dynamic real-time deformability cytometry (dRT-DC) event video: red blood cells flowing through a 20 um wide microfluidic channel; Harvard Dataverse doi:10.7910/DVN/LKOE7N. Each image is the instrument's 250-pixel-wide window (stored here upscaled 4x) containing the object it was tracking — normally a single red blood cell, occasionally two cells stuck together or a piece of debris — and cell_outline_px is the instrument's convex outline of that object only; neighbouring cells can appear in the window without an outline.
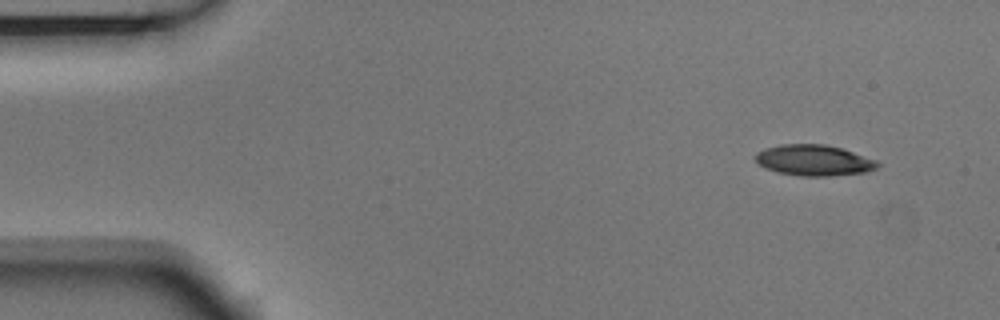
{"species": "Egyptian fruit bat (a non-hibernating species)", "species_latin": "Rousettus aegyptiacus", "temperature_condition": "room temperature", "stored_images_in_passage": 51, "camera_frame_rate_fps": 3000, "um_per_image_px": 0.085, "animal": {"sex": "male"}, "frame": {"image": 1, "passage_image": 1, "time_ms": 0.0, "image_size_px": [1000, 320], "cell_outline_px": [[880, 164], [876, 168], [864, 172], [832, 176], [800, 176], [776, 172], [764, 168], [756, 160], [756, 152], [764, 148], [780, 144], [824, 144], [840, 148], [876, 160]], "centroid_in_image_um": [69.14, 13.63], "position_along_channel_um": 15.9, "area_um2": 21.91}}
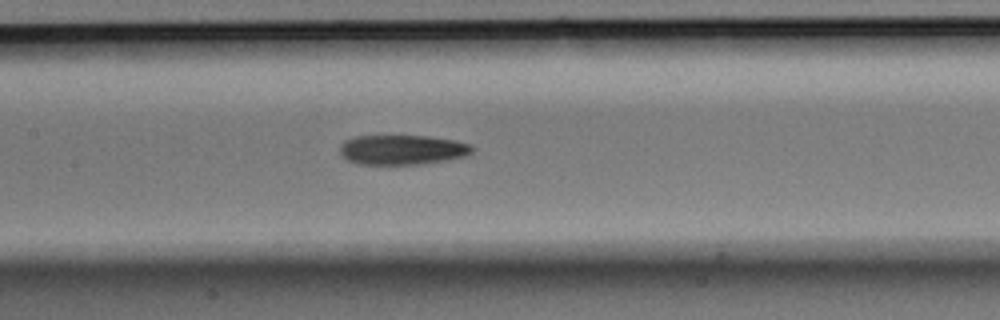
{"frame": {"image": 2, "passage_image": 22, "time_ms": 7.0, "image_size_px": [1000, 320], "cell_outline_px": [[476, 148], [472, 152], [464, 156], [448, 160], [424, 164], [360, 164], [348, 160], [340, 152], [340, 144], [344, 140], [356, 136], [428, 136], [456, 140], [472, 144]], "centroid_in_image_um": [34.24, 12.72], "position_along_channel_um": 173.2, "area_um2": 23.12}}
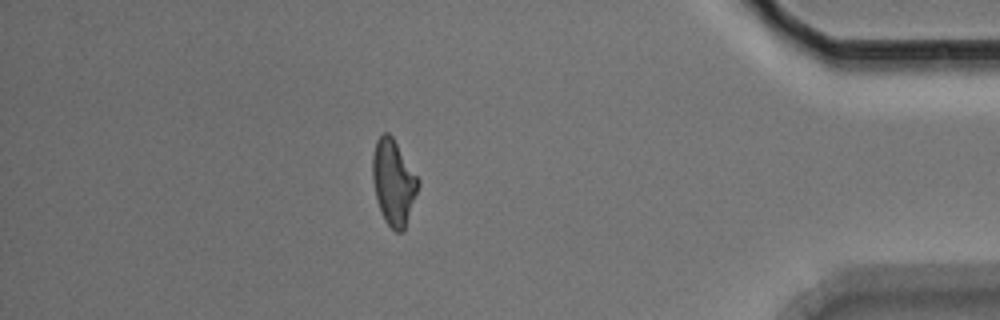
{"frame": {"image": 3, "passage_image": 44, "time_ms": 14.333, "image_size_px": [1000, 320], "cell_outline_px": [[420, 184], [404, 232], [396, 232], [384, 220], [376, 196], [372, 180], [372, 156], [376, 140], [384, 132], [388, 132], [392, 136], [420, 180]], "centroid_in_image_um": [33.45, 15.49], "position_along_channel_um": 401.7, "area_um2": 22.72}, "authors_computed_cell_mechanics": {"area_um2": 22.8888, "velocity_mm_per_s": 3.6692, "shape_relaxation_time_tau1_ms": 5.1183, "shape_relaxation_time_tau2_ms": 4.616, "deformation_change_tau1": 0.1797, "deformation_change_tau2": 0.1431}}